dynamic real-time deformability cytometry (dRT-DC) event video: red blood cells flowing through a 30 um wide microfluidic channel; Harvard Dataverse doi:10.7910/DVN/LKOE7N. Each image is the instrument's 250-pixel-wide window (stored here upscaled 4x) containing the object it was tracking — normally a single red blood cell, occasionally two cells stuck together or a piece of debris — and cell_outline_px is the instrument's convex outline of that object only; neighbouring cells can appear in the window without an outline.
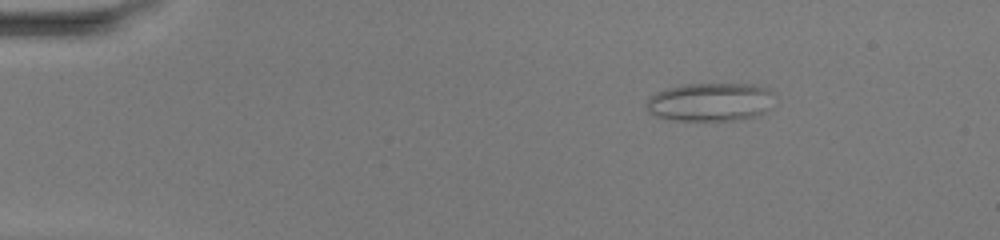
{"species": "common noctule bat (a hibernating species)", "species_latin": "Nyctalus noctula", "temperature_condition": "warm", "stored_images_in_passage": 50, "camera_frame_rate_fps": 3000, "um_per_image_px": 0.085, "animal": {"sex": "female", "body_mass_g": 20.0, "forearm_length_mm": 54.0}, "frame": {"image": 1, "passage_image": 8, "time_ms": 2.333, "image_size_px": [1000, 240], "cell_outline_px": [[772, 108], [760, 116], [736, 120], [664, 120], [648, 112], [644, 104], [656, 92], [680, 84], [756, 84], [768, 88], [772, 92]], "centroid_in_image_um": [60.39, 8.68], "position_along_channel_um": 24.6, "area_um2": 29.19}}
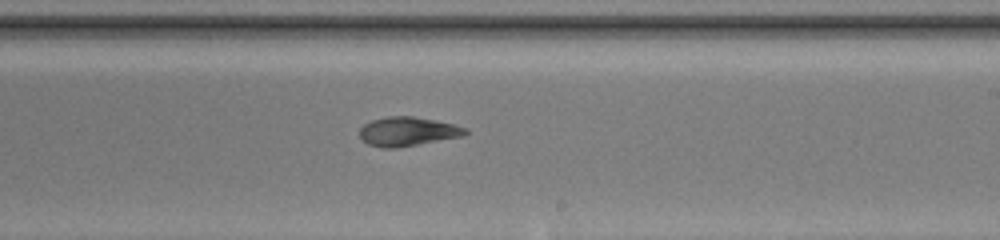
{"frame": {"image": 2, "passage_image": 31, "time_ms": 10.0, "image_size_px": [1000, 240], "cell_outline_px": [[468, 132], [464, 136], [396, 148], [384, 148], [368, 144], [360, 136], [360, 128], [364, 124], [372, 120], [388, 116], [412, 116], [436, 120], [468, 128]], "centroid_in_image_um": [34.67, 11.17], "position_along_channel_um": 254.3, "area_um2": 17.86}}
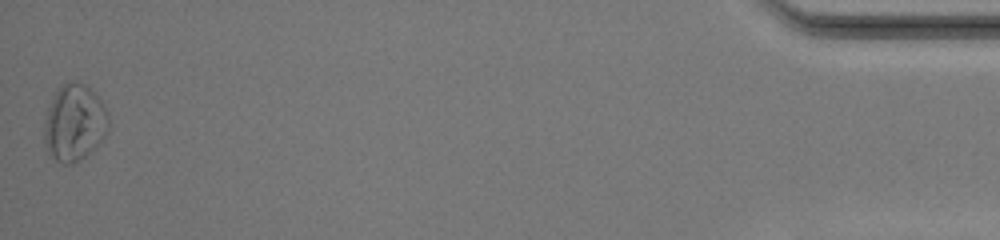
{"frame": {"image": 3, "passage_image": 50, "time_ms": 16.333, "image_size_px": [1000, 240], "cell_outline_px": [[108, 128], [104, 136], [96, 148], [80, 160], [72, 164], [64, 164], [56, 160], [44, 148], [44, 120], [52, 96], [56, 88], [60, 84], [72, 80], [84, 84], [100, 100], [108, 112]], "centroid_in_image_um": [6.29, 10.44], "position_along_channel_um": 428.9, "area_um2": 29.02}, "authors_computed_cell_mechanics": {"area_um2": 20.1433, "velocity_mm_per_s": 4.1416, "shape_relaxation_time_tau1_ms": null, "shape_relaxation_time_tau2_ms": 3.7973, "deformation_change_tau1": null, "deformation_change_tau2": 0.11}}